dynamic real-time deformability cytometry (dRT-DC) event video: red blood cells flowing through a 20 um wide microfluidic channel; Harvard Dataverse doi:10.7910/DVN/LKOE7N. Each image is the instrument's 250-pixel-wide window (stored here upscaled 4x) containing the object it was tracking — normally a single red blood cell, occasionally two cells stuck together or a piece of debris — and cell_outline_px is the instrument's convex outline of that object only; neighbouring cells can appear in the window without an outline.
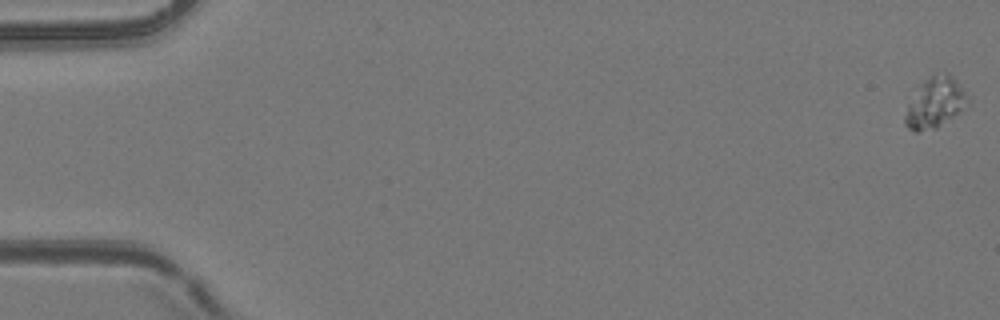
{"species": "common noctule bat (a hibernating species)", "species_latin": "Nyctalus noctula", "temperature_condition": "room temperature", "stored_images_in_passage": 6, "camera_frame_rate_fps": 3000, "um_per_image_px": 0.085, "animal": {"sex": "female", "body_mass_g": 24.6, "forearm_length_mm": 56.2}, "frame": {"image": 1, "passage_image": 1, "time_ms": 0.0, "image_size_px": [1000, 320], "cell_outline_px": [[968, 104], [936, 128], [920, 132], [912, 132], [904, 124], [904, 116], [908, 104], [920, 84], [928, 76], [944, 72], [948, 72], [956, 80], [964, 92], [968, 100]], "centroid_in_image_um": [79.43, 8.73], "position_along_channel_um": 5.6, "area_um2": 18.15}}